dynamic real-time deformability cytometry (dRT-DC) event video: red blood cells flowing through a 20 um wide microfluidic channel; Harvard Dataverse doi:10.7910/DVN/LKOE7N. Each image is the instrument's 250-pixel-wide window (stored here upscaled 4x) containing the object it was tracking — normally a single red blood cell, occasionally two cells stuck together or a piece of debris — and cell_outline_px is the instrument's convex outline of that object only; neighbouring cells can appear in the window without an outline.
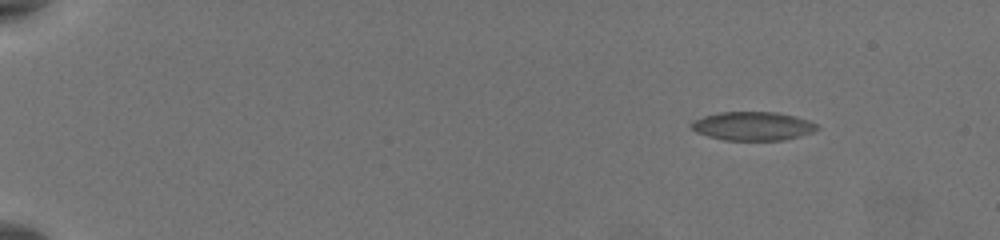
{"species": "common noctule bat (a hibernating species)", "species_latin": "Nyctalus noctula", "temperature_condition": "warm", "stored_images_in_passage": 50, "camera_frame_rate_fps": 3000, "um_per_image_px": 0.085, "animal": {"sex": "female", "body_mass_g": 19.5, "forearm_length_mm": 54.1}, "frame": {"image": 1, "passage_image": 1, "time_ms": 0.0, "image_size_px": [1000, 240], "cell_outline_px": [[820, 128], [812, 132], [800, 136], [784, 140], [724, 140], [708, 136], [696, 132], [688, 124], [692, 120], [704, 116], [720, 112], [776, 112], [796, 116], [808, 120], [816, 124]], "centroid_in_image_um": [63.97, 10.71], "position_along_channel_um": 21.0, "area_um2": 21.1}}
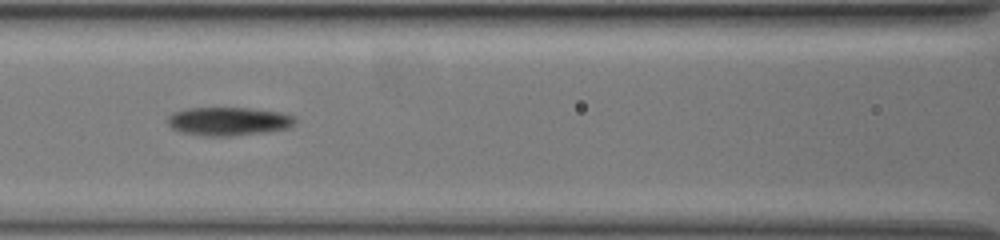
{"frame": {"image": 2, "passage_image": 22, "time_ms": 7.0, "image_size_px": [1000, 240], "cell_outline_px": [[296, 124], [288, 128], [268, 132], [232, 136], [204, 136], [180, 132], [172, 128], [168, 124], [168, 116], [172, 112], [188, 108], [248, 108], [280, 112], [296, 116]], "centroid_in_image_um": [19.45, 10.32], "position_along_channel_um": 147.2, "area_um2": 21.39}}
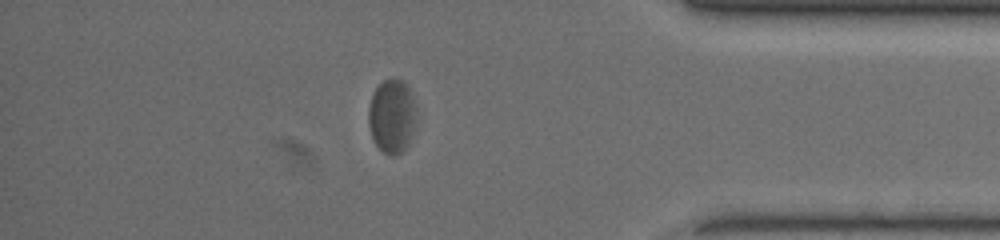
{"frame": {"image": 3, "passage_image": 43, "time_ms": 14.0, "image_size_px": [1000, 240], "cell_outline_px": [[416, 116], [412, 132], [408, 144], [400, 152], [392, 156], [384, 152], [372, 140], [368, 124], [368, 108], [372, 92], [384, 80], [392, 76], [404, 80], [408, 84], [416, 108]], "centroid_in_image_um": [33.3, 9.81], "position_along_channel_um": 401.9, "area_um2": 20.87}, "authors_computed_cell_mechanics": {"area_um2": 21.3571, "velocity_mm_per_s": 3.768, "shape_relaxation_time_tau1_ms": 4.2686, "shape_relaxation_time_tau2_ms": 0.9658, "deformation_change_tau1": 0.1274, "deformation_change_tau2": 0.0669}}